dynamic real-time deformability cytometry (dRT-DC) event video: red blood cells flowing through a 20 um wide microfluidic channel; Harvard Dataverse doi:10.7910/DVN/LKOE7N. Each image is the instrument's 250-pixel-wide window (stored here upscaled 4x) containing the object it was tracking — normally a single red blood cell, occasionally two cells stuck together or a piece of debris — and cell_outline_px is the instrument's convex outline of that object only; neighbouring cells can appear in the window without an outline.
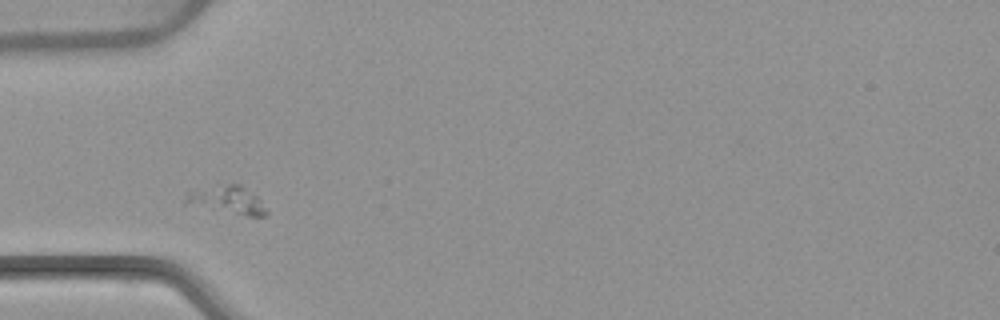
{"species": "common noctule bat (a hibernating species)", "species_latin": "Nyctalus noctula", "temperature_condition": "warm", "stored_images_in_passage": 2, "camera_frame_rate_fps": 3000, "um_per_image_px": 0.085, "animal": {"sex": "female", "body_mass_g": 22.7, "forearm_length_mm": 54.2}, "frame": {"image": 1, "passage_image": 1, "time_ms": 0.0, "image_size_px": [1000, 320], "cell_outline_px": [[268, 212], [264, 216], [248, 216], [180, 204], [188, 188], [216, 184], [240, 184], [256, 196], [260, 200]], "centroid_in_image_um": [19.14, 16.96], "position_along_channel_um": 65.9, "area_um2": 13.87}}
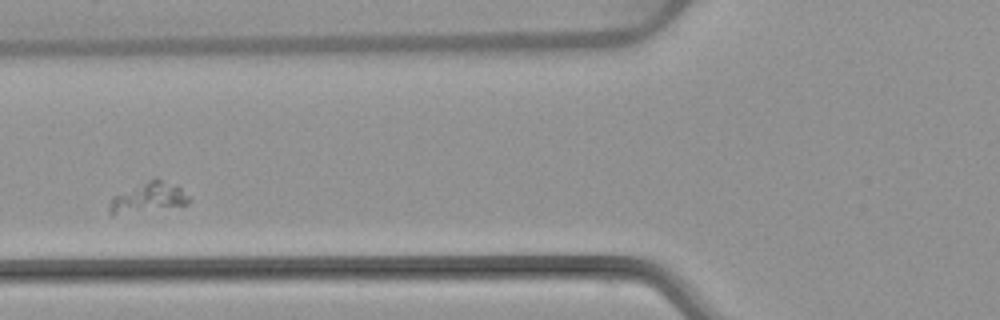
{"frame": {"image": 2, "passage_image": 2, "time_ms": 1.333, "image_size_px": [1000, 320], "cell_outline_px": [[192, 200], [188, 204], [112, 216], [108, 212], [108, 208], [112, 196], [156, 176], [180, 188]], "centroid_in_image_um": [12.56, 16.79], "position_along_channel_um": 113.2, "area_um2": 13.99}}